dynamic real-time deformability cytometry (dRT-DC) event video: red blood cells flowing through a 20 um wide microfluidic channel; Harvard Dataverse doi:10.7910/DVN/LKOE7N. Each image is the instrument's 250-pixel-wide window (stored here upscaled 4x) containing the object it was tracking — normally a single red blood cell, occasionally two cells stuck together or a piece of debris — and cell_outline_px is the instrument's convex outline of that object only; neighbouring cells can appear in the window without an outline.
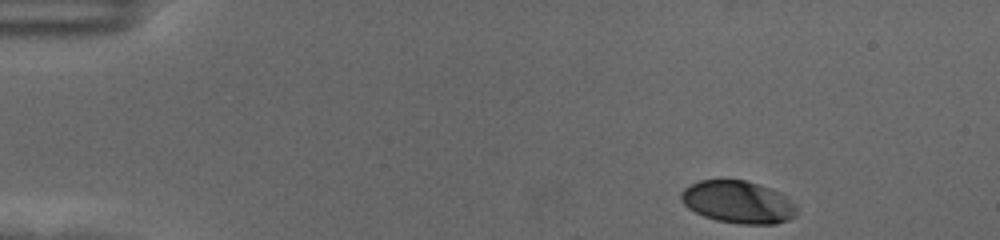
{"species": "human", "species_latin": "Homo sapiens", "temperature_condition": "cold", "stored_images_in_passage": 45, "camera_frame_rate_fps": 3000, "um_per_image_px": 0.085, "donor": {"sex": "female"}, "frame": {"image": 1, "passage_image": 1, "time_ms": 0.0, "image_size_px": [1000, 240], "cell_outline_px": [[796, 216], [788, 220], [776, 224], [740, 224], [716, 220], [704, 216], [688, 208], [680, 200], [680, 192], [684, 188], [700, 180], [744, 180], [772, 188], [780, 192], [796, 204]], "centroid_in_image_um": [62.75, 17.18], "position_along_channel_um": 22.3, "area_um2": 28.73}}
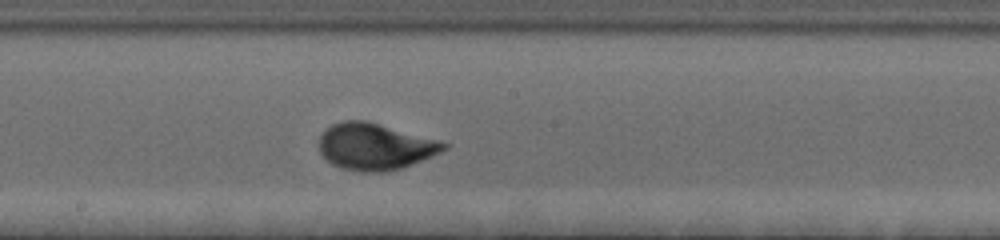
{"frame": {"image": 2, "passage_image": 26, "time_ms": 8.333, "image_size_px": [1000, 240], "cell_outline_px": [[448, 148], [432, 156], [400, 168], [384, 172], [360, 172], [340, 168], [332, 164], [320, 152], [320, 136], [332, 124], [344, 120], [368, 120], [436, 140], [448, 144]], "centroid_in_image_um": [31.85, 12.46], "position_along_channel_um": 216.3, "area_um2": 33.52}}
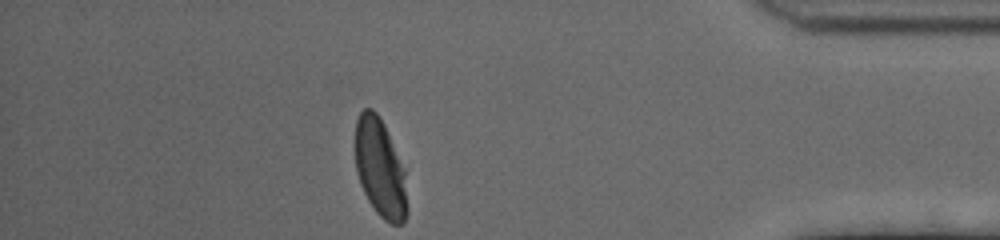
{"frame": {"image": 3, "passage_image": 45, "time_ms": 14.667, "image_size_px": [1000, 240], "cell_outline_px": [[408, 212], [404, 224], [392, 224], [384, 220], [376, 212], [368, 200], [360, 184], [356, 172], [356, 120], [360, 112], [364, 108], [372, 108], [376, 112], [384, 124], [404, 172]], "centroid_in_image_um": [32.3, 14.33], "position_along_channel_um": 402.9, "area_um2": 29.48}, "authors_computed_cell_mechanics": {"area_um2": 31.79, "velocity_mm_per_s": 3.5029, "shape_relaxation_time_tau1_ms": 2.5398, "shape_relaxation_time_tau2_ms": null, "deformation_change_tau1": 0.1724, "deformation_change_tau2": null}}